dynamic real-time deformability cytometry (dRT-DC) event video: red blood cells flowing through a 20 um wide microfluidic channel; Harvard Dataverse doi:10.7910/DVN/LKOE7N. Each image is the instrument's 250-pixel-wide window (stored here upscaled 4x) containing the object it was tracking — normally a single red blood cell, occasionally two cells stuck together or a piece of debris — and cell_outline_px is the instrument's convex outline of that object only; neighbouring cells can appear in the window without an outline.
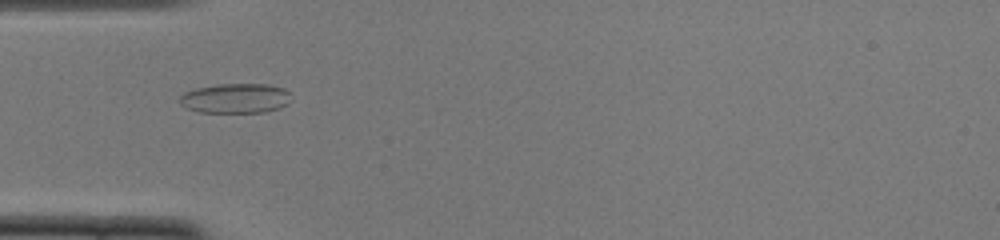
{"species": "common noctule bat (a hibernating species)", "species_latin": "Nyctalus noctula", "temperature_condition": "cold", "stored_images_in_passage": 46, "camera_frame_rate_fps": 3000, "um_per_image_px": 0.085, "animal": {"sex": "female", "body_mass_g": 22.0, "forearm_length_mm": 56.7}, "frame": {"image": 1, "passage_image": 11, "time_ms": 3.333, "image_size_px": [1000, 240], "cell_outline_px": [[292, 100], [288, 104], [280, 108], [264, 112], [196, 112], [180, 104], [180, 96], [184, 92], [196, 88], [220, 84], [268, 84], [284, 88], [288, 92]], "centroid_in_image_um": [20.04, 8.35], "position_along_channel_um": 65.0, "area_um2": 19.42}}
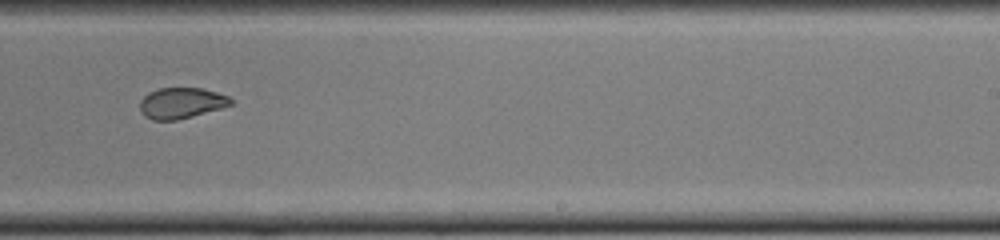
{"frame": {"image": 2, "passage_image": 27, "time_ms": 8.667, "image_size_px": [1000, 240], "cell_outline_px": [[232, 104], [220, 108], [192, 116], [176, 120], [152, 120], [144, 116], [140, 108], [140, 100], [148, 92], [160, 88], [200, 88], [216, 92], [228, 96], [232, 100]], "centroid_in_image_um": [15.38, 8.75], "position_along_channel_um": 273.6, "area_um2": 16.18}}
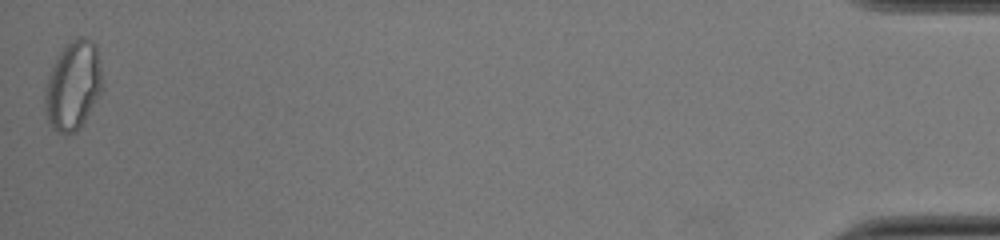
{"frame": {"image": 3, "passage_image": 46, "time_ms": 15.0, "image_size_px": [1000, 240], "cell_outline_px": [[104, 88], [80, 128], [76, 132], [60, 132], [52, 128], [48, 124], [44, 104], [44, 92], [48, 76], [52, 64], [56, 56], [76, 36], [84, 36], [92, 40], [96, 44]], "centroid_in_image_um": [6.21, 7.25], "position_along_channel_um": 429.0, "area_um2": 30.06}, "authors_computed_cell_mechanics": {"area_um2": 18.785, "velocity_mm_per_s": 3.916, "shape_relaxation_time_tau1_ms": null, "shape_relaxation_time_tau2_ms": 1.2355, "deformation_change_tau1": null, "deformation_change_tau2": 0.0595}}